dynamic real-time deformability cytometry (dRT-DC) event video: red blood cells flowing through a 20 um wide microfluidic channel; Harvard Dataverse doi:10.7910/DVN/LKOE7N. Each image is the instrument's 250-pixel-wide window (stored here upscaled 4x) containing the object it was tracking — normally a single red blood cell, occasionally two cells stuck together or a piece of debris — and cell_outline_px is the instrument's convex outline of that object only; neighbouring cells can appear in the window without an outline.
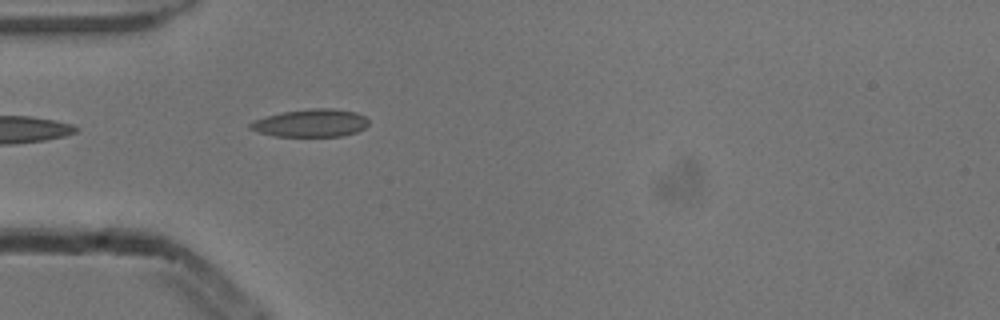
{"species": "common noctule bat (a hibernating species)", "species_latin": "Nyctalus noctula", "temperature_condition": "cold", "stored_images_in_passage": 1, "camera_frame_rate_fps": 3000, "um_per_image_px": 0.085, "animal": {"sex": "male", "body_mass_g": 13.3}, "frame": {"image": 1, "passage_image": 1, "time_ms": 0.0, "image_size_px": [1000, 320], "cell_outline_px": [[368, 124], [364, 128], [356, 132], [344, 136], [276, 136], [260, 132], [248, 128], [248, 124], [252, 120], [264, 116], [284, 112], [308, 108], [332, 108], [356, 112], [364, 116], [368, 120]], "centroid_in_image_um": [26.4, 10.45], "position_along_channel_um": 58.6, "area_um2": 19.25}}